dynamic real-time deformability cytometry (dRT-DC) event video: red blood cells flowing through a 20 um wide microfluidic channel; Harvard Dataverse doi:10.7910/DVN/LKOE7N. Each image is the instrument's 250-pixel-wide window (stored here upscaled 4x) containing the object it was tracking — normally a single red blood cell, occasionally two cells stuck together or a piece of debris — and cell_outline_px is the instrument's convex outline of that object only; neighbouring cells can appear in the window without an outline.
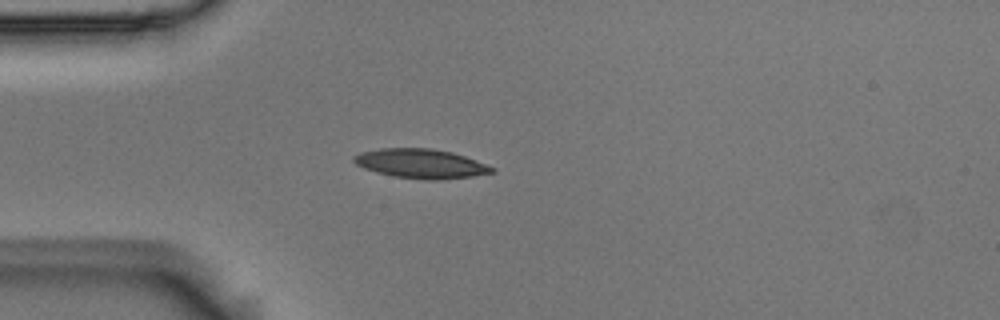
{"species": "Egyptian fruit bat (a non-hibernating species)", "species_latin": "Rousettus aegyptiacus", "temperature_condition": "room temperature", "stored_images_in_passage": 1, "camera_frame_rate_fps": 3000, "um_per_image_px": 0.085, "animal": {"sex": "male"}, "frame": {"image": 1, "passage_image": 1, "time_ms": 0.0, "image_size_px": [1000, 320], "cell_outline_px": [[496, 172], [472, 176], [440, 180], [428, 180], [392, 176], [376, 172], [364, 168], [356, 164], [352, 160], [352, 156], [360, 152], [380, 148], [432, 148], [452, 152], [476, 160], [496, 168]], "centroid_in_image_um": [35.77, 13.9], "position_along_channel_um": 49.2, "area_um2": 23.76}}